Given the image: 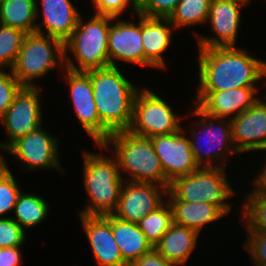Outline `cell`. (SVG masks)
Segmentation results:
<instances>
[{"mask_svg": "<svg viewBox=\"0 0 266 266\" xmlns=\"http://www.w3.org/2000/svg\"><path fill=\"white\" fill-rule=\"evenodd\" d=\"M197 91H224L257 87L266 77V60L236 47L199 48Z\"/></svg>", "mask_w": 266, "mask_h": 266, "instance_id": "cell-1", "label": "cell"}, {"mask_svg": "<svg viewBox=\"0 0 266 266\" xmlns=\"http://www.w3.org/2000/svg\"><path fill=\"white\" fill-rule=\"evenodd\" d=\"M91 77L94 100L101 123L111 132L128 130L133 103L141 89L127 79L119 67L86 72Z\"/></svg>", "mask_w": 266, "mask_h": 266, "instance_id": "cell-2", "label": "cell"}, {"mask_svg": "<svg viewBox=\"0 0 266 266\" xmlns=\"http://www.w3.org/2000/svg\"><path fill=\"white\" fill-rule=\"evenodd\" d=\"M96 148L101 151L111 149L112 155L118 161L121 176L123 172L128 174L126 181L155 183L169 189L171 183L165 177L150 138L123 130L112 133L102 145H96Z\"/></svg>", "mask_w": 266, "mask_h": 266, "instance_id": "cell-3", "label": "cell"}, {"mask_svg": "<svg viewBox=\"0 0 266 266\" xmlns=\"http://www.w3.org/2000/svg\"><path fill=\"white\" fill-rule=\"evenodd\" d=\"M83 185L90 200L79 215H109L118 205L124 182L117 159L82 150ZM113 158V159H112ZM123 177V178H122Z\"/></svg>", "mask_w": 266, "mask_h": 266, "instance_id": "cell-4", "label": "cell"}, {"mask_svg": "<svg viewBox=\"0 0 266 266\" xmlns=\"http://www.w3.org/2000/svg\"><path fill=\"white\" fill-rule=\"evenodd\" d=\"M111 16L93 14L85 21L80 16L77 27L64 43L65 68L87 72L109 67L108 36ZM69 50L74 56L72 59Z\"/></svg>", "mask_w": 266, "mask_h": 266, "instance_id": "cell-5", "label": "cell"}, {"mask_svg": "<svg viewBox=\"0 0 266 266\" xmlns=\"http://www.w3.org/2000/svg\"><path fill=\"white\" fill-rule=\"evenodd\" d=\"M226 169L199 167L193 173L176 178L168 189L167 201L211 203L225 215L229 214L232 203L228 199L237 194L228 182Z\"/></svg>", "mask_w": 266, "mask_h": 266, "instance_id": "cell-6", "label": "cell"}, {"mask_svg": "<svg viewBox=\"0 0 266 266\" xmlns=\"http://www.w3.org/2000/svg\"><path fill=\"white\" fill-rule=\"evenodd\" d=\"M192 110L191 114L195 117L197 116L199 119L197 118V120L192 123L194 127L191 125L189 129H187L188 131H186L184 127L183 129L185 133H189L190 137H187L189 138L190 147L196 163L199 167L226 168L228 165V162L225 161L227 156L239 154L232 142L230 119L225 118L224 120V118L211 117L203 112L197 105ZM197 129L200 131V134ZM202 141L205 142L203 143L204 145L207 144L204 149L202 147L203 144L202 146L200 145Z\"/></svg>", "mask_w": 266, "mask_h": 266, "instance_id": "cell-7", "label": "cell"}, {"mask_svg": "<svg viewBox=\"0 0 266 266\" xmlns=\"http://www.w3.org/2000/svg\"><path fill=\"white\" fill-rule=\"evenodd\" d=\"M57 66L65 69L64 43L35 32L24 36L10 71L23 87H39L33 80H41Z\"/></svg>", "mask_w": 266, "mask_h": 266, "instance_id": "cell-8", "label": "cell"}, {"mask_svg": "<svg viewBox=\"0 0 266 266\" xmlns=\"http://www.w3.org/2000/svg\"><path fill=\"white\" fill-rule=\"evenodd\" d=\"M134 99L133 115L129 131L135 135L151 138L178 132L180 115L175 114L171 105L147 87H142Z\"/></svg>", "mask_w": 266, "mask_h": 266, "instance_id": "cell-9", "label": "cell"}, {"mask_svg": "<svg viewBox=\"0 0 266 266\" xmlns=\"http://www.w3.org/2000/svg\"><path fill=\"white\" fill-rule=\"evenodd\" d=\"M41 86L22 87L11 106L0 118L9 141L0 142V150H6L18 138L35 132L42 126L44 116L41 104Z\"/></svg>", "mask_w": 266, "mask_h": 266, "instance_id": "cell-10", "label": "cell"}, {"mask_svg": "<svg viewBox=\"0 0 266 266\" xmlns=\"http://www.w3.org/2000/svg\"><path fill=\"white\" fill-rule=\"evenodd\" d=\"M56 137L41 126L35 132L18 138L4 152L20 161L26 171L53 168L64 174L59 160V141Z\"/></svg>", "mask_w": 266, "mask_h": 266, "instance_id": "cell-11", "label": "cell"}, {"mask_svg": "<svg viewBox=\"0 0 266 266\" xmlns=\"http://www.w3.org/2000/svg\"><path fill=\"white\" fill-rule=\"evenodd\" d=\"M64 72L76 117L94 145H102L112 134L100 121L91 77L86 72L61 69ZM65 70V71H64Z\"/></svg>", "mask_w": 266, "mask_h": 266, "instance_id": "cell-12", "label": "cell"}, {"mask_svg": "<svg viewBox=\"0 0 266 266\" xmlns=\"http://www.w3.org/2000/svg\"><path fill=\"white\" fill-rule=\"evenodd\" d=\"M248 3L249 0H211L207 24H210V30L214 34L203 36L196 33L197 47H236L242 20L241 9Z\"/></svg>", "mask_w": 266, "mask_h": 266, "instance_id": "cell-13", "label": "cell"}, {"mask_svg": "<svg viewBox=\"0 0 266 266\" xmlns=\"http://www.w3.org/2000/svg\"><path fill=\"white\" fill-rule=\"evenodd\" d=\"M167 193L168 188L155 183L124 180L117 208L112 215L120 220L137 224L166 201Z\"/></svg>", "mask_w": 266, "mask_h": 266, "instance_id": "cell-14", "label": "cell"}, {"mask_svg": "<svg viewBox=\"0 0 266 266\" xmlns=\"http://www.w3.org/2000/svg\"><path fill=\"white\" fill-rule=\"evenodd\" d=\"M150 140L158 155L165 177L170 183L199 168L183 127L173 134L152 136Z\"/></svg>", "mask_w": 266, "mask_h": 266, "instance_id": "cell-15", "label": "cell"}, {"mask_svg": "<svg viewBox=\"0 0 266 266\" xmlns=\"http://www.w3.org/2000/svg\"><path fill=\"white\" fill-rule=\"evenodd\" d=\"M137 18L139 19L138 23L112 17L108 36L109 66L118 67L116 63L122 61L145 67L142 15L137 14Z\"/></svg>", "mask_w": 266, "mask_h": 266, "instance_id": "cell-16", "label": "cell"}, {"mask_svg": "<svg viewBox=\"0 0 266 266\" xmlns=\"http://www.w3.org/2000/svg\"><path fill=\"white\" fill-rule=\"evenodd\" d=\"M232 142L239 154L266 150V101L259 98L230 120Z\"/></svg>", "mask_w": 266, "mask_h": 266, "instance_id": "cell-17", "label": "cell"}, {"mask_svg": "<svg viewBox=\"0 0 266 266\" xmlns=\"http://www.w3.org/2000/svg\"><path fill=\"white\" fill-rule=\"evenodd\" d=\"M258 87H240L224 91H198L197 105L207 115L232 119L249 109L258 99Z\"/></svg>", "mask_w": 266, "mask_h": 266, "instance_id": "cell-18", "label": "cell"}, {"mask_svg": "<svg viewBox=\"0 0 266 266\" xmlns=\"http://www.w3.org/2000/svg\"><path fill=\"white\" fill-rule=\"evenodd\" d=\"M97 266H129L122 258L109 215H79Z\"/></svg>", "mask_w": 266, "mask_h": 266, "instance_id": "cell-19", "label": "cell"}, {"mask_svg": "<svg viewBox=\"0 0 266 266\" xmlns=\"http://www.w3.org/2000/svg\"><path fill=\"white\" fill-rule=\"evenodd\" d=\"M36 0V15H43L42 21L36 23V33L50 36L65 43L77 27L80 13L72 3L73 0ZM41 5V8H39ZM40 9L42 11H40ZM39 12L42 14L39 15ZM43 27H45L43 30Z\"/></svg>", "mask_w": 266, "mask_h": 266, "instance_id": "cell-20", "label": "cell"}, {"mask_svg": "<svg viewBox=\"0 0 266 266\" xmlns=\"http://www.w3.org/2000/svg\"><path fill=\"white\" fill-rule=\"evenodd\" d=\"M174 30L176 28L168 18L142 15V44L145 52V67L166 68L163 53L169 49Z\"/></svg>", "mask_w": 266, "mask_h": 266, "instance_id": "cell-21", "label": "cell"}, {"mask_svg": "<svg viewBox=\"0 0 266 266\" xmlns=\"http://www.w3.org/2000/svg\"><path fill=\"white\" fill-rule=\"evenodd\" d=\"M199 236L198 232L173 222L154 248L175 266H186Z\"/></svg>", "mask_w": 266, "mask_h": 266, "instance_id": "cell-22", "label": "cell"}, {"mask_svg": "<svg viewBox=\"0 0 266 266\" xmlns=\"http://www.w3.org/2000/svg\"><path fill=\"white\" fill-rule=\"evenodd\" d=\"M110 224L122 258L128 265L153 249L136 223L120 220L110 214Z\"/></svg>", "mask_w": 266, "mask_h": 266, "instance_id": "cell-23", "label": "cell"}, {"mask_svg": "<svg viewBox=\"0 0 266 266\" xmlns=\"http://www.w3.org/2000/svg\"><path fill=\"white\" fill-rule=\"evenodd\" d=\"M173 212V222L199 234L203 227L211 223H216L225 216V214L211 203L205 202H183L168 201ZM207 224V225H206ZM205 225V226H204Z\"/></svg>", "mask_w": 266, "mask_h": 266, "instance_id": "cell-24", "label": "cell"}, {"mask_svg": "<svg viewBox=\"0 0 266 266\" xmlns=\"http://www.w3.org/2000/svg\"><path fill=\"white\" fill-rule=\"evenodd\" d=\"M36 0H4L0 3V24L35 33Z\"/></svg>", "mask_w": 266, "mask_h": 266, "instance_id": "cell-25", "label": "cell"}, {"mask_svg": "<svg viewBox=\"0 0 266 266\" xmlns=\"http://www.w3.org/2000/svg\"><path fill=\"white\" fill-rule=\"evenodd\" d=\"M49 209L50 206L43 197L22 190L13 210L16 219L14 217L12 219L25 231L26 228H34L44 222Z\"/></svg>", "mask_w": 266, "mask_h": 266, "instance_id": "cell-26", "label": "cell"}, {"mask_svg": "<svg viewBox=\"0 0 266 266\" xmlns=\"http://www.w3.org/2000/svg\"><path fill=\"white\" fill-rule=\"evenodd\" d=\"M210 3L211 0H181L168 19L177 30L207 24Z\"/></svg>", "mask_w": 266, "mask_h": 266, "instance_id": "cell-27", "label": "cell"}, {"mask_svg": "<svg viewBox=\"0 0 266 266\" xmlns=\"http://www.w3.org/2000/svg\"><path fill=\"white\" fill-rule=\"evenodd\" d=\"M172 223L173 212L166 199L160 207L147 214L137 225L154 248L160 242L161 237L168 231Z\"/></svg>", "mask_w": 266, "mask_h": 266, "instance_id": "cell-28", "label": "cell"}, {"mask_svg": "<svg viewBox=\"0 0 266 266\" xmlns=\"http://www.w3.org/2000/svg\"><path fill=\"white\" fill-rule=\"evenodd\" d=\"M241 220L250 231L266 233V198L257 196L251 189L245 195Z\"/></svg>", "mask_w": 266, "mask_h": 266, "instance_id": "cell-29", "label": "cell"}, {"mask_svg": "<svg viewBox=\"0 0 266 266\" xmlns=\"http://www.w3.org/2000/svg\"><path fill=\"white\" fill-rule=\"evenodd\" d=\"M25 35L20 29L0 24V70L14 66Z\"/></svg>", "mask_w": 266, "mask_h": 266, "instance_id": "cell-30", "label": "cell"}, {"mask_svg": "<svg viewBox=\"0 0 266 266\" xmlns=\"http://www.w3.org/2000/svg\"><path fill=\"white\" fill-rule=\"evenodd\" d=\"M21 191L11 170L0 178V218H5L3 215L14 210Z\"/></svg>", "mask_w": 266, "mask_h": 266, "instance_id": "cell-31", "label": "cell"}, {"mask_svg": "<svg viewBox=\"0 0 266 266\" xmlns=\"http://www.w3.org/2000/svg\"><path fill=\"white\" fill-rule=\"evenodd\" d=\"M26 237V231L10 216L0 218V248L22 247Z\"/></svg>", "mask_w": 266, "mask_h": 266, "instance_id": "cell-32", "label": "cell"}, {"mask_svg": "<svg viewBox=\"0 0 266 266\" xmlns=\"http://www.w3.org/2000/svg\"><path fill=\"white\" fill-rule=\"evenodd\" d=\"M247 240L244 241V250L251 256V262L255 266H266V233L250 231L246 226Z\"/></svg>", "mask_w": 266, "mask_h": 266, "instance_id": "cell-33", "label": "cell"}, {"mask_svg": "<svg viewBox=\"0 0 266 266\" xmlns=\"http://www.w3.org/2000/svg\"><path fill=\"white\" fill-rule=\"evenodd\" d=\"M181 0H137V14L168 18Z\"/></svg>", "mask_w": 266, "mask_h": 266, "instance_id": "cell-34", "label": "cell"}, {"mask_svg": "<svg viewBox=\"0 0 266 266\" xmlns=\"http://www.w3.org/2000/svg\"><path fill=\"white\" fill-rule=\"evenodd\" d=\"M22 87L10 70H0V118L11 106L15 95Z\"/></svg>", "mask_w": 266, "mask_h": 266, "instance_id": "cell-35", "label": "cell"}, {"mask_svg": "<svg viewBox=\"0 0 266 266\" xmlns=\"http://www.w3.org/2000/svg\"><path fill=\"white\" fill-rule=\"evenodd\" d=\"M91 2L96 9L94 14L121 17V14L131 6L132 13L137 15V0H91Z\"/></svg>", "mask_w": 266, "mask_h": 266, "instance_id": "cell-36", "label": "cell"}, {"mask_svg": "<svg viewBox=\"0 0 266 266\" xmlns=\"http://www.w3.org/2000/svg\"><path fill=\"white\" fill-rule=\"evenodd\" d=\"M129 266H175L166 260L155 248L149 253L142 255L134 260Z\"/></svg>", "mask_w": 266, "mask_h": 266, "instance_id": "cell-37", "label": "cell"}, {"mask_svg": "<svg viewBox=\"0 0 266 266\" xmlns=\"http://www.w3.org/2000/svg\"><path fill=\"white\" fill-rule=\"evenodd\" d=\"M21 247L0 248V266H19L22 263Z\"/></svg>", "mask_w": 266, "mask_h": 266, "instance_id": "cell-38", "label": "cell"}, {"mask_svg": "<svg viewBox=\"0 0 266 266\" xmlns=\"http://www.w3.org/2000/svg\"><path fill=\"white\" fill-rule=\"evenodd\" d=\"M264 162H265V164L263 165V169L260 170L261 172L259 173V175L257 176L256 179L254 177L252 178L254 180H252L251 183L254 186L252 191L257 196L266 198V159H265V161H263V163Z\"/></svg>", "mask_w": 266, "mask_h": 266, "instance_id": "cell-39", "label": "cell"}, {"mask_svg": "<svg viewBox=\"0 0 266 266\" xmlns=\"http://www.w3.org/2000/svg\"><path fill=\"white\" fill-rule=\"evenodd\" d=\"M4 157L5 156L0 154V178L10 170L6 162L7 160Z\"/></svg>", "mask_w": 266, "mask_h": 266, "instance_id": "cell-40", "label": "cell"}]
</instances>
